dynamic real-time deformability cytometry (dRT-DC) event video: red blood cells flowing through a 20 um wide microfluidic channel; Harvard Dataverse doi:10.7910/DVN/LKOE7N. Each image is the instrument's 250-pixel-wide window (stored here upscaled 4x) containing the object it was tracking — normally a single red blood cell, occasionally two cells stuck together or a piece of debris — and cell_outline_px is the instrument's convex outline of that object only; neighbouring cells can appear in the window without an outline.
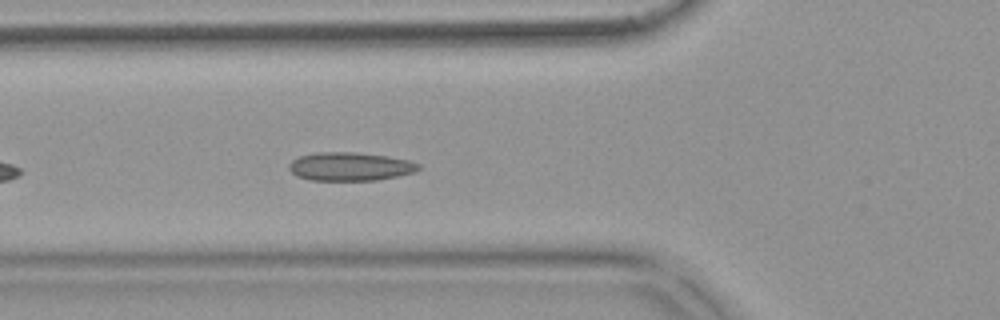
{"species": "common noctule bat (a hibernating species)", "species_latin": "Nyctalus noctula", "temperature_condition": "warm", "stored_images_in_passage": 15, "camera_frame_rate_fps": 3000, "um_per_image_px": 0.085, "animal": {"sex": "female", "body_mass_g": 18.4}, "frame": {"image": 1, "passage_image": 7, "time_ms": 2.0, "image_size_px": [1000, 320], "cell_outline_px": [[420, 168], [416, 172], [376, 180], [312, 180], [296, 176], [288, 168], [288, 164], [292, 160], [300, 156], [316, 152], [356, 152], [388, 156], [408, 160], [420, 164]], "centroid_in_image_um": [29.75, 14.15], "position_along_channel_um": 96.0, "area_um2": 21.5}}